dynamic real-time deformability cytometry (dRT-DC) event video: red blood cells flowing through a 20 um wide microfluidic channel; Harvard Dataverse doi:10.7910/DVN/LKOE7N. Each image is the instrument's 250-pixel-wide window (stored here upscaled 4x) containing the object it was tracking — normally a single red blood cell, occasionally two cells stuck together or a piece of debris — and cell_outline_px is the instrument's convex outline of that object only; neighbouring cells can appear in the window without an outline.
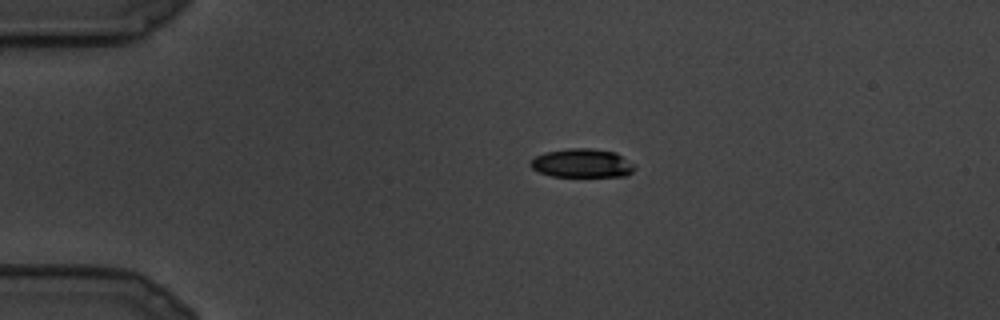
{"species": "common noctule bat (a hibernating species)", "species_latin": "Nyctalus noctula", "temperature_condition": "cold", "stored_images_in_passage": 5, "camera_frame_rate_fps": 3000, "um_per_image_px": 0.085, "animal": {"sex": "male", "body_mass_g": 19.5, "forearm_length_mm": 54.6}, "frame": {"image": 1, "passage_image": 1, "time_ms": 0.0, "image_size_px": [1000, 320], "cell_outline_px": [[636, 168], [628, 176], [552, 176], [540, 172], [532, 168], [528, 164], [536, 156], [544, 152], [568, 148], [588, 148], [616, 152], [632, 164]], "centroid_in_image_um": [49.46, 13.87], "position_along_channel_um": 35.5, "area_um2": 17.34}}
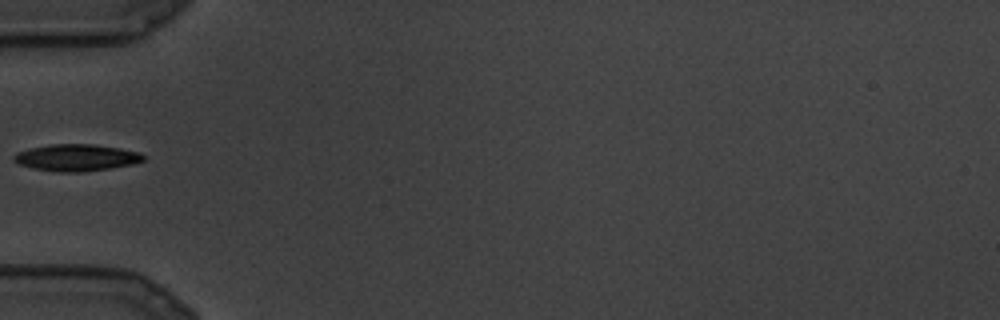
{"frame": {"image": 2, "passage_image": 4, "time_ms": 1.0, "image_size_px": [1000, 320], "cell_outline_px": [[144, 160], [132, 164], [108, 168], [80, 172], [60, 172], [32, 168], [20, 164], [12, 160], [12, 156], [16, 152], [28, 148], [48, 144], [96, 144], [120, 148], [140, 152], [144, 156]], "centroid_in_image_um": [6.45, 13.38], "position_along_channel_um": 78.6, "area_um2": 20.29}}